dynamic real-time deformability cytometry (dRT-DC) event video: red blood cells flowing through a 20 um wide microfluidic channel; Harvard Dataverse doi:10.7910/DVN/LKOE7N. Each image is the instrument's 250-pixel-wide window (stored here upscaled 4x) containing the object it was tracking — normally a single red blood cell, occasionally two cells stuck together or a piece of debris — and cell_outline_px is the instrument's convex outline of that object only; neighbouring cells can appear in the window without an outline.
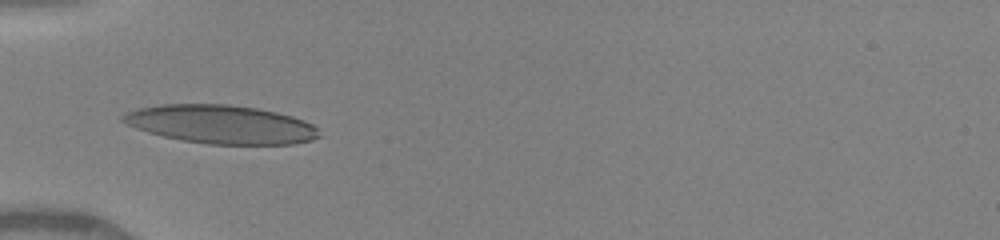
{"species": "human", "species_latin": "Homo sapiens", "temperature_condition": "warm", "stored_images_in_passage": 12, "camera_frame_rate_fps": 3000, "um_per_image_px": 0.085, "donor": {"sex": "female"}, "frame": {"image": 1, "passage_image": 1, "time_ms": 0.0, "image_size_px": [1000, 240], "cell_outline_px": [[320, 136], [312, 140], [296, 144], [208, 144], [184, 140], [164, 136], [148, 132], [136, 128], [120, 120], [120, 116], [128, 112], [140, 108], [164, 104], [228, 104], [256, 108], [276, 112], [292, 116], [304, 120], [312, 124], [316, 128]], "centroid_in_image_um": [18.81, 10.57], "position_along_channel_um": 66.2, "area_um2": 43.75}}
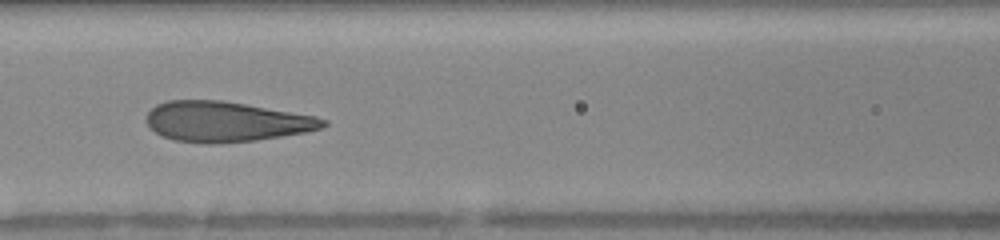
{"frame": {"image": 2, "passage_image": 9, "time_ms": 2.0, "image_size_px": [1000, 240], "cell_outline_px": [[328, 124], [320, 128], [304, 132], [256, 140], [212, 144], [204, 144], [176, 140], [164, 136], [148, 128], [148, 112], [156, 104], [168, 100], [220, 100], [316, 116], [328, 120]], "centroid_in_image_um": [19.19, 10.34], "position_along_channel_um": 147.4, "area_um2": 41.1}}
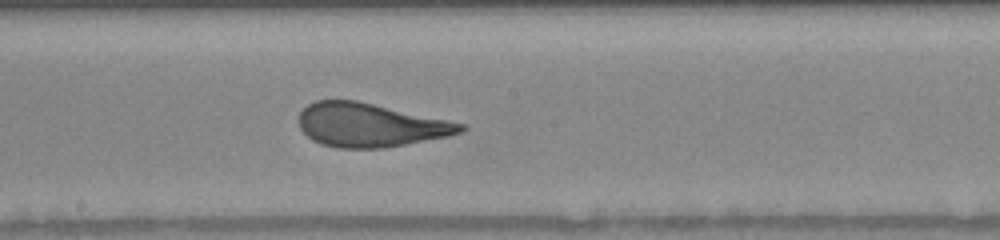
{"frame": {"image": 3, "passage_image": 12, "time_ms": 3.667, "image_size_px": [1000, 240], "cell_outline_px": [[468, 128], [460, 132], [448, 136], [384, 148], [336, 148], [320, 144], [312, 140], [300, 128], [300, 112], [308, 104], [316, 100], [356, 100], [448, 120], [464, 124]], "centroid_in_image_um": [31.45, 10.63], "position_along_channel_um": 216.8, "area_um2": 40.92}}